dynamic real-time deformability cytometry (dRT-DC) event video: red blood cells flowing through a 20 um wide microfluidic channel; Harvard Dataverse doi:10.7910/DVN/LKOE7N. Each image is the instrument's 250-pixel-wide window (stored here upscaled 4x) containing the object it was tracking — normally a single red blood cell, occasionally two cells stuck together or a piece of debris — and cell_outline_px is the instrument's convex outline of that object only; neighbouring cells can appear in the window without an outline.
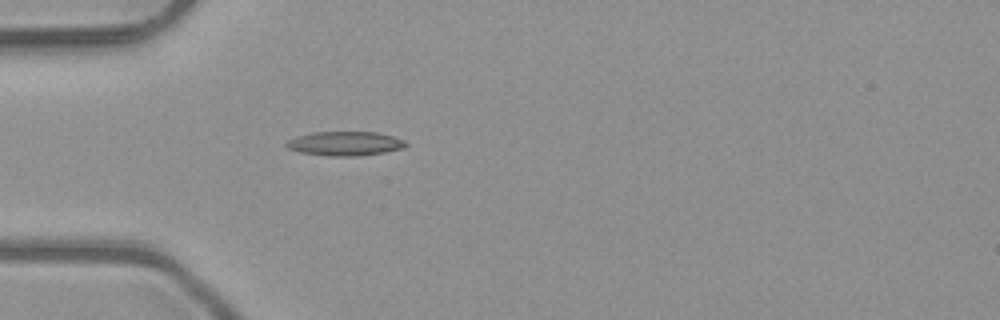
{"species": "common noctule bat (a hibernating species)", "species_latin": "Nyctalus noctula", "temperature_condition": "room temperature", "stored_images_in_passage": 2, "camera_frame_rate_fps": 3000, "um_per_image_px": 0.085, "animal": {"sex": "male", "body_mass_g": 23.1, "forearm_length_mm": 52.7}, "frame": {"image": 1, "passage_image": 2, "time_ms": 0.333, "image_size_px": [1000, 320], "cell_outline_px": [[408, 144], [404, 148], [384, 152], [360, 156], [328, 156], [300, 152], [288, 148], [284, 144], [288, 140], [296, 136], [312, 132], [376, 132], [392, 136], [404, 140]], "centroid_in_image_um": [29.32, 12.2], "position_along_channel_um": 55.7, "area_um2": 16.88}}